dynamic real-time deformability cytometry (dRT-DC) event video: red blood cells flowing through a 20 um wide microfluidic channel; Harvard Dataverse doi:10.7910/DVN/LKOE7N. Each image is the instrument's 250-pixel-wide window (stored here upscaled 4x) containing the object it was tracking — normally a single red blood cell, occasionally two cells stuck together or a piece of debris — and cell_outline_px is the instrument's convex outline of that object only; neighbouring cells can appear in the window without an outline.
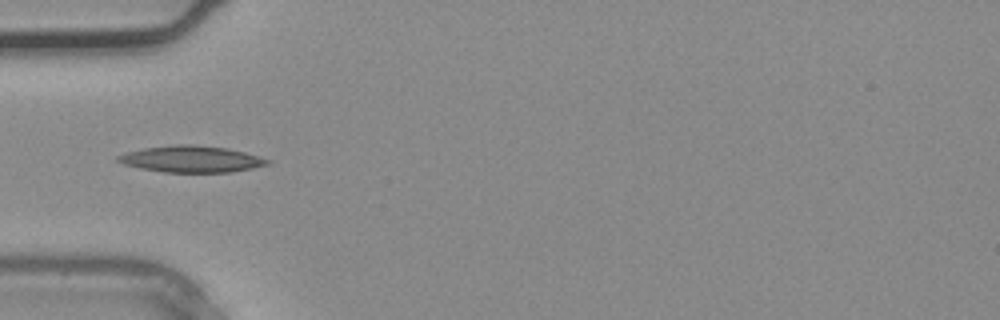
{"species": "common noctule bat (a hibernating species)", "species_latin": "Nyctalus noctula", "temperature_condition": "warm", "stored_images_in_passage": 3, "camera_frame_rate_fps": 3000, "um_per_image_px": 0.085, "animal": {"sex": "male", "body_mass_g": 20.4}, "frame": {"image": 1, "passage_image": 3, "time_ms": 0.667, "image_size_px": [1000, 320], "cell_outline_px": [[272, 164], [232, 172], [164, 172], [140, 168], [124, 164], [116, 160], [116, 156], [124, 152], [144, 148], [176, 144], [192, 144], [228, 148], [244, 152], [272, 160]], "centroid_in_image_um": [16.28, 13.52], "position_along_channel_um": 68.7, "area_um2": 23.24}}